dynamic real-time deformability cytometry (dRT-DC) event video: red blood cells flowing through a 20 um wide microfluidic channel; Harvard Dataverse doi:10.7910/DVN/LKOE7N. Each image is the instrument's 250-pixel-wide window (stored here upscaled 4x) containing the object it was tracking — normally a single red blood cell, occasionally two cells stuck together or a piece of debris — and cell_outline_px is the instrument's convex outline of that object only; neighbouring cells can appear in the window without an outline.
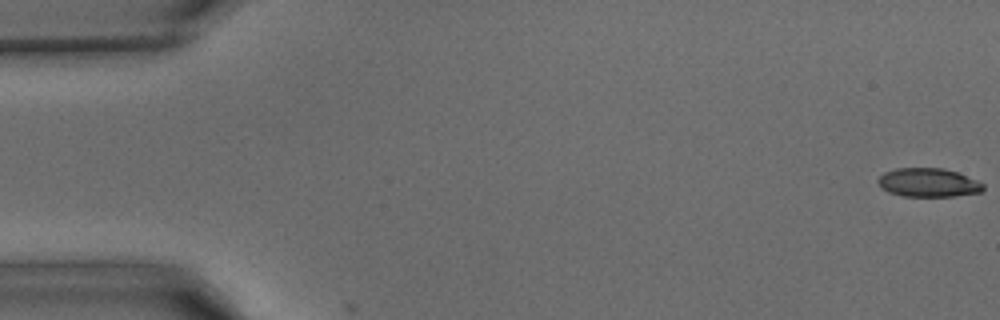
{"species": "common noctule bat (a hibernating species)", "species_latin": "Nyctalus noctula", "temperature_condition": "warm", "stored_images_in_passage": 2, "camera_frame_rate_fps": 3000, "um_per_image_px": 0.085, "animal": {"sex": "male", "body_mass_g": 15.6}, "frame": {"image": 1, "passage_image": 1, "time_ms": 0.0, "image_size_px": [1000, 320], "cell_outline_px": [[984, 188], [980, 192], [956, 196], [904, 196], [888, 192], [880, 188], [876, 180], [884, 172], [896, 168], [944, 168], [956, 172], [976, 180], [984, 184]], "centroid_in_image_um": [78.87, 15.52], "position_along_channel_um": 6.1, "area_um2": 17.63}}